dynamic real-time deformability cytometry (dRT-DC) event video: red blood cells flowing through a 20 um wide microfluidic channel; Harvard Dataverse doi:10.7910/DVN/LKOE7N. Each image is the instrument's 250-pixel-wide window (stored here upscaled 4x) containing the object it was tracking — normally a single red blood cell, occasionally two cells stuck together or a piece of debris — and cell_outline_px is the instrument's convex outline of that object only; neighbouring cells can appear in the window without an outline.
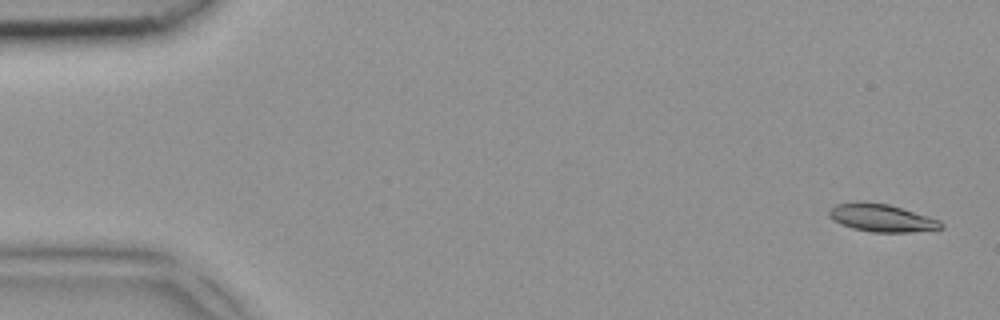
{"species": "common noctule bat (a hibernating species)", "species_latin": "Nyctalus noctula", "temperature_condition": "room temperature", "stored_images_in_passage": 4, "camera_frame_rate_fps": 3000, "um_per_image_px": 0.085, "animal": {"sex": "female", "body_mass_g": 18.4}, "frame": {"image": 1, "passage_image": 1, "time_ms": 0.0, "image_size_px": [1000, 320], "cell_outline_px": [[944, 228], [912, 232], [872, 232], [852, 228], [840, 224], [832, 220], [828, 216], [828, 212], [836, 204], [860, 200], [888, 204], [928, 216], [940, 220], [944, 224]], "centroid_in_image_um": [74.92, 18.51], "position_along_channel_um": 10.1, "area_um2": 18.26}}
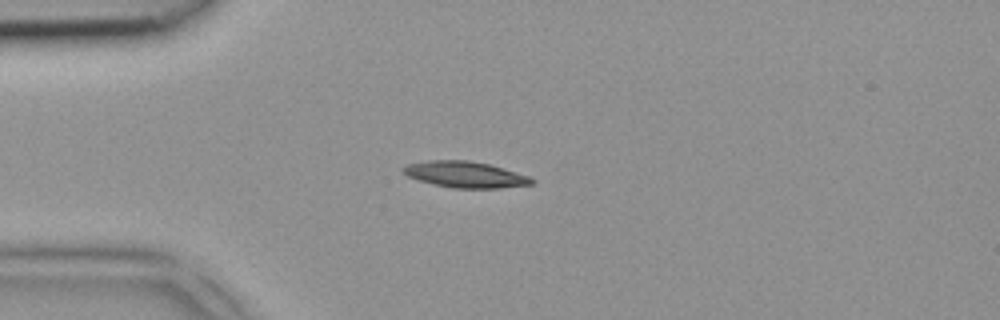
{"frame": {"image": 2, "passage_image": 4, "time_ms": 1.0, "image_size_px": [1000, 320], "cell_outline_px": [[536, 180], [532, 184], [500, 188], [452, 188], [420, 180], [408, 176], [400, 172], [400, 168], [408, 164], [428, 160], [468, 160], [488, 164], [528, 176]], "centroid_in_image_um": [39.51, 14.83], "position_along_channel_um": 45.5, "area_um2": 19.42}}